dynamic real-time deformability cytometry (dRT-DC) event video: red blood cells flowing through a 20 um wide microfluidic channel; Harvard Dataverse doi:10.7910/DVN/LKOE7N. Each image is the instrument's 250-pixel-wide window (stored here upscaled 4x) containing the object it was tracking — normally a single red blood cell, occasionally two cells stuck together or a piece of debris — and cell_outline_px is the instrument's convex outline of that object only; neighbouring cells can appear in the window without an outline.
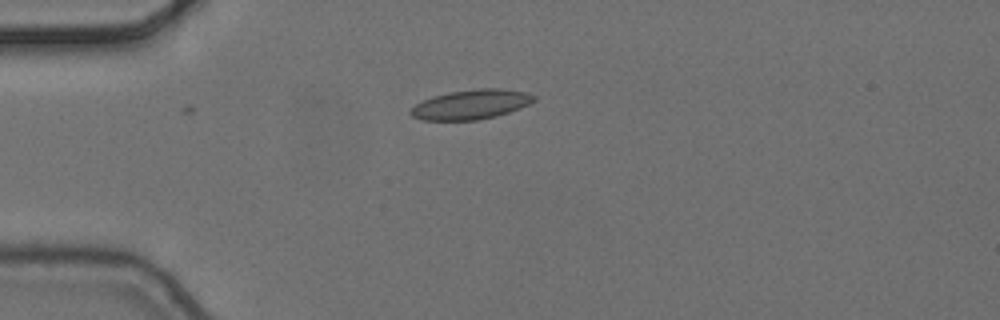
{"species": "common noctule bat (a hibernating species)", "species_latin": "Nyctalus noctula", "temperature_condition": "cold", "stored_images_in_passage": 3, "camera_frame_rate_fps": 3000, "um_per_image_px": 0.085, "animal": {"sex": "female", "body_mass_g": 24.6, "forearm_length_mm": 56.2}, "frame": {"image": 1, "passage_image": 2, "time_ms": 0.333, "image_size_px": [1000, 320], "cell_outline_px": [[536, 100], [520, 108], [496, 116], [476, 120], [420, 120], [412, 116], [408, 112], [416, 104], [432, 96], [448, 92], [480, 88], [500, 88], [528, 92], [536, 96]], "centroid_in_image_um": [40.05, 8.87], "position_along_channel_um": 45.0, "area_um2": 21.33}}